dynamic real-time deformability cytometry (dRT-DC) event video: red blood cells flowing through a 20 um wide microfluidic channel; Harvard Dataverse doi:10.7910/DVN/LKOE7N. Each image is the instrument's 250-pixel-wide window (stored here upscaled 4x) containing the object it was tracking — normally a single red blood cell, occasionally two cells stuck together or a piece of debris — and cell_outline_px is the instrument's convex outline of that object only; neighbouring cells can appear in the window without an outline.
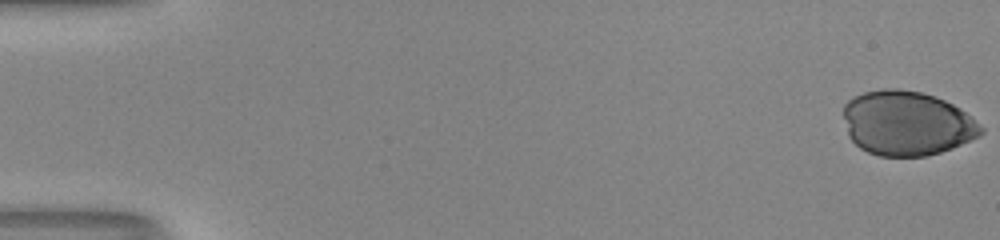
{"species": "human", "species_latin": "Homo sapiens", "temperature_condition": "room temperature", "stored_images_in_passage": 43, "camera_frame_rate_fps": 3000, "um_per_image_px": 0.085, "donor": {"sex": "male"}, "frame": {"image": 1, "passage_image": 1, "time_ms": 0.0, "image_size_px": [1000, 240], "cell_outline_px": [[984, 132], [980, 136], [952, 148], [940, 152], [924, 156], [880, 156], [868, 152], [860, 148], [848, 136], [844, 116], [844, 104], [848, 100], [864, 92], [884, 88], [900, 88], [920, 92], [944, 100], [960, 108], [984, 128]], "centroid_in_image_um": [77.08, 10.48], "position_along_channel_um": 7.9, "area_um2": 51.62}}
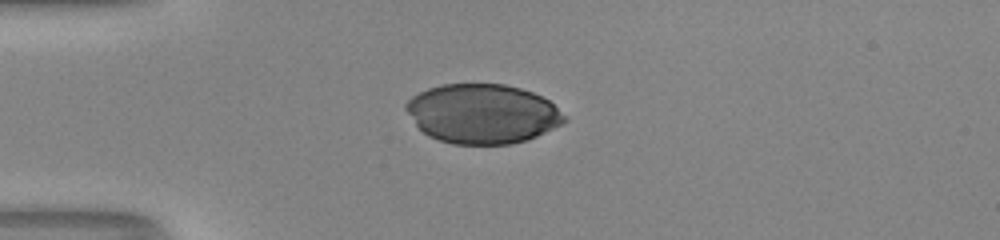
{"frame": {"image": 2, "passage_image": 15, "time_ms": 4.667, "image_size_px": [1000, 240], "cell_outline_px": [[568, 120], [528, 140], [508, 144], [452, 144], [428, 136], [416, 124], [404, 108], [404, 104], [412, 96], [428, 88], [444, 84], [504, 84], [520, 88], [532, 92], [548, 100], [568, 116]], "centroid_in_image_um": [41.01, 9.67], "position_along_channel_um": 44.0, "area_um2": 54.74}}